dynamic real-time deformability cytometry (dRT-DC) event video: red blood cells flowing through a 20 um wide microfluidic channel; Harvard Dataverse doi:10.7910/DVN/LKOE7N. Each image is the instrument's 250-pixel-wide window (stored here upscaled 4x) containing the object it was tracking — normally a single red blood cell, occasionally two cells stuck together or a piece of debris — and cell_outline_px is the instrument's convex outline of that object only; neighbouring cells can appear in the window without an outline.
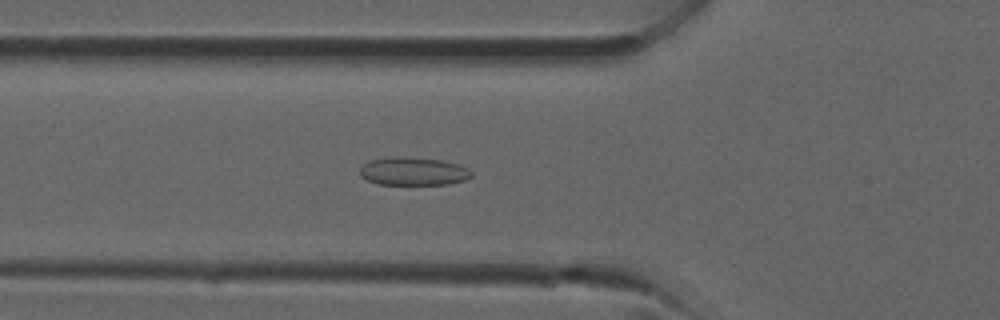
{"species": "common noctule bat (a hibernating species)", "species_latin": "Nyctalus noctula", "temperature_condition": "room temperature", "stored_images_in_passage": 29, "camera_frame_rate_fps": 3000, "um_per_image_px": 0.085, "animal": {"sex": "male", "forearm_length_mm": 52.5}, "frame": {"image": 1, "passage_image": 5, "time_ms": 1.333, "image_size_px": [1000, 320], "cell_outline_px": [[472, 176], [464, 180], [448, 184], [376, 184], [360, 176], [360, 168], [368, 160], [444, 160], [460, 164], [468, 168], [472, 172]], "centroid_in_image_um": [35.19, 14.62], "position_along_channel_um": 90.6, "area_um2": 17.28}}
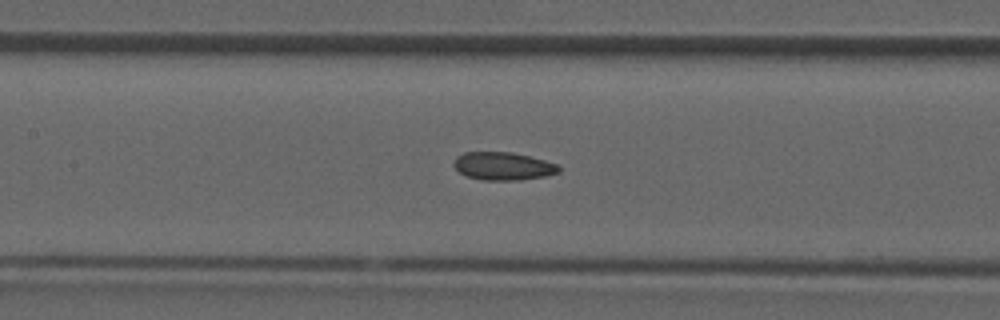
{"frame": {"image": 2, "passage_image": 9, "time_ms": 2.667, "image_size_px": [1000, 320], "cell_outline_px": [[560, 172], [544, 176], [516, 180], [480, 180], [468, 176], [460, 172], [452, 164], [456, 156], [464, 152], [512, 152], [544, 160], [556, 164], [560, 168]], "centroid_in_image_um": [42.73, 14.11], "position_along_channel_um": 164.7, "area_um2": 16.99}}
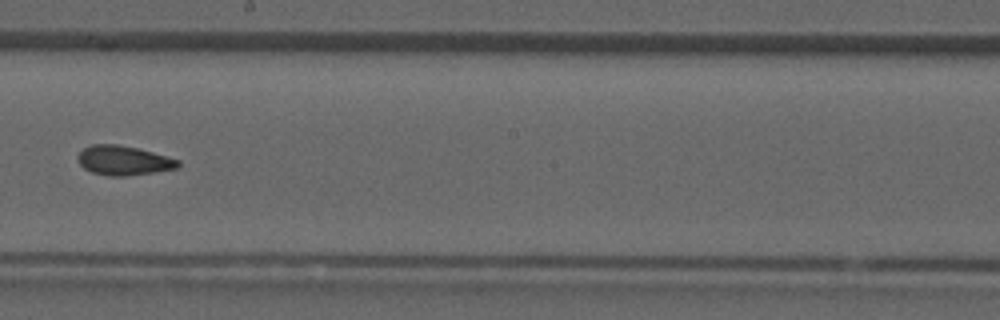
{"frame": {"image": 3, "passage_image": 13, "time_ms": 4.0, "image_size_px": [1000, 320], "cell_outline_px": [[180, 168], [124, 176], [108, 176], [92, 172], [84, 168], [80, 164], [76, 156], [84, 148], [92, 144], [116, 144], [136, 148], [152, 152], [180, 160]], "centroid_in_image_um": [10.5, 13.64], "position_along_channel_um": 237.7, "area_um2": 17.11}}